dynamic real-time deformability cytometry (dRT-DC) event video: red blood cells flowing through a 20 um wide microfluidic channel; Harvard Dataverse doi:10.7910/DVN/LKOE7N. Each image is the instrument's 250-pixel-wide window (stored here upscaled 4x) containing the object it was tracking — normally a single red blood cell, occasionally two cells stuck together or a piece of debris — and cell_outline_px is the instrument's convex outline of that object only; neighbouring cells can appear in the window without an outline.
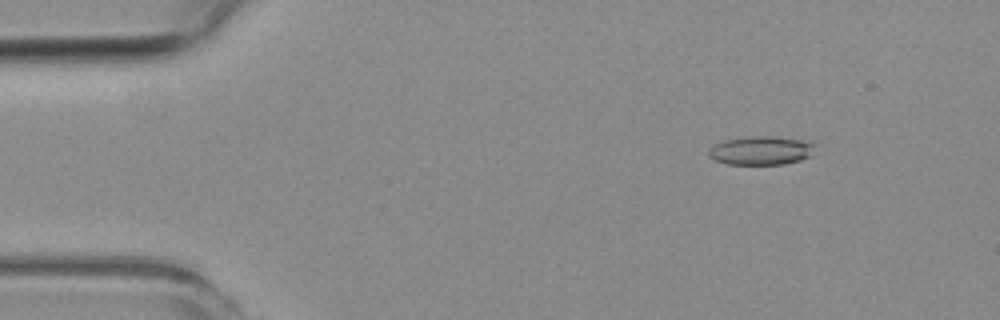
{"species": "common noctule bat (a hibernating species)", "species_latin": "Nyctalus noctula", "temperature_condition": "room temperature", "stored_images_in_passage": 5, "camera_frame_rate_fps": 3000, "um_per_image_px": 0.085, "animal": {"sex": "female", "body_mass_g": 19.3, "forearm_length_mm": 54.1}, "frame": {"image": 1, "passage_image": 2, "time_ms": 2.0, "image_size_px": [1000, 320], "cell_outline_px": [[816, 144], [812, 156], [800, 160], [784, 164], [728, 164], [716, 160], [708, 156], [708, 148], [712, 144], [724, 140], [752, 136], [776, 136], [800, 140]], "centroid_in_image_um": [64.67, 12.79], "position_along_channel_um": 20.3, "area_um2": 17.92}}
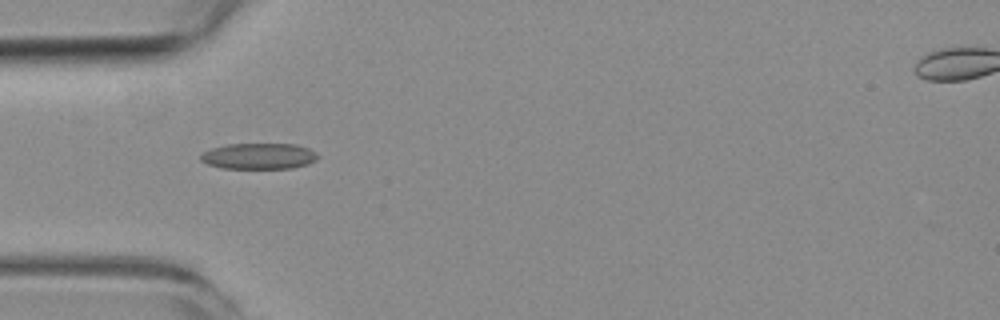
{"frame": {"image": 2, "passage_image": 4, "time_ms": 5.333, "image_size_px": [1000, 320], "cell_outline_px": [[320, 156], [316, 160], [308, 164], [292, 168], [224, 168], [208, 164], [200, 160], [200, 156], [204, 152], [212, 148], [228, 144], [296, 144], [308, 148], [316, 152]], "centroid_in_image_um": [22.04, 13.27], "position_along_channel_um": 63.0, "area_um2": 17.69}}
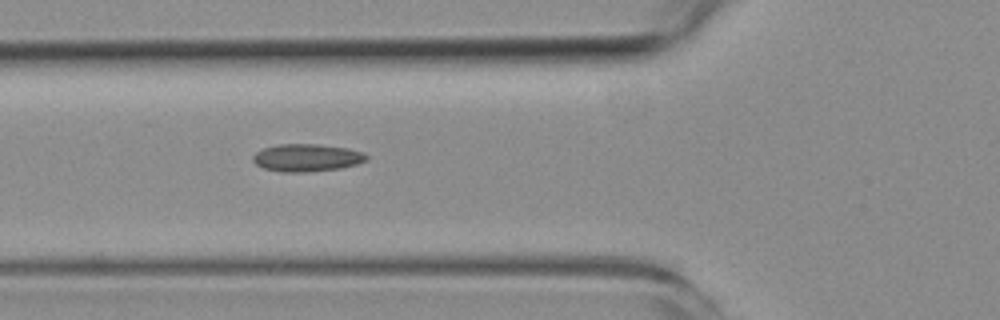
{"frame": {"image": 3, "passage_image": 5, "time_ms": 6.333, "image_size_px": [1000, 320], "cell_outline_px": [[368, 160], [356, 164], [340, 168], [304, 172], [280, 172], [264, 168], [256, 164], [252, 160], [252, 156], [256, 152], [264, 148], [280, 144], [320, 144], [348, 148], [364, 152], [368, 156]], "centroid_in_image_um": [26.09, 13.4], "position_along_channel_um": 99.7, "area_um2": 18.26}}